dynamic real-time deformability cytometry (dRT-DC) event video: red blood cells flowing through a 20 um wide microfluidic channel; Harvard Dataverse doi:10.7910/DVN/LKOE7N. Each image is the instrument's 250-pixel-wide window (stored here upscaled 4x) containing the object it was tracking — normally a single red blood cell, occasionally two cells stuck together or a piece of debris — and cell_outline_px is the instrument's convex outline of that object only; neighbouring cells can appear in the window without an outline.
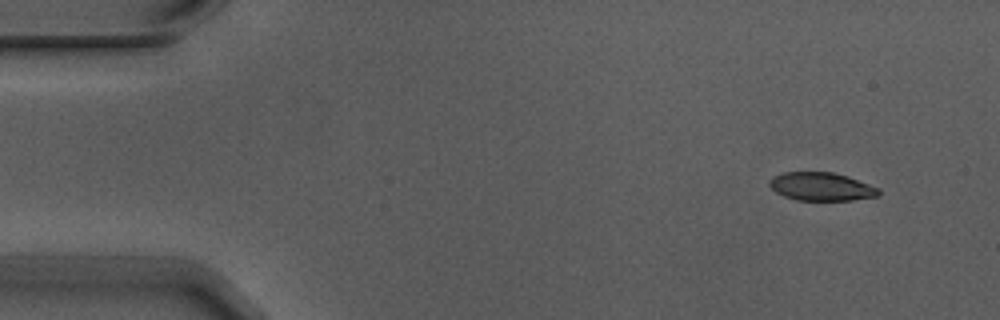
{"species": "Egyptian fruit bat (a non-hibernating species)", "species_latin": "Rousettus aegyptiacus", "temperature_condition": "warm", "stored_images_in_passage": 6, "camera_frame_rate_fps": 3000, "um_per_image_px": 0.085, "animal": {"sex": "male"}, "frame": {"image": 1, "passage_image": 1, "time_ms": 0.0, "image_size_px": [1000, 320], "cell_outline_px": [[880, 196], [852, 200], [796, 200], [784, 196], [776, 192], [768, 184], [768, 180], [772, 176], [780, 172], [832, 172], [848, 176], [880, 188]], "centroid_in_image_um": [69.81, 15.85], "position_along_channel_um": 15.2, "area_um2": 18.21}}
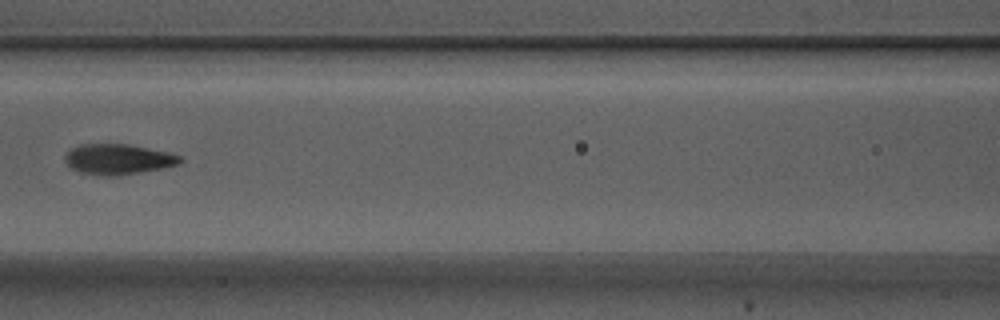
{"frame": {"image": 2, "passage_image": 6, "time_ms": 1.667, "image_size_px": [1000, 320], "cell_outline_px": [[184, 160], [180, 164], [120, 176], [100, 176], [80, 172], [72, 168], [64, 160], [64, 156], [72, 148], [80, 144], [128, 144], [168, 152], [180, 156]], "centroid_in_image_um": [10.04, 13.54], "position_along_channel_um": 156.6, "area_um2": 20.4}}